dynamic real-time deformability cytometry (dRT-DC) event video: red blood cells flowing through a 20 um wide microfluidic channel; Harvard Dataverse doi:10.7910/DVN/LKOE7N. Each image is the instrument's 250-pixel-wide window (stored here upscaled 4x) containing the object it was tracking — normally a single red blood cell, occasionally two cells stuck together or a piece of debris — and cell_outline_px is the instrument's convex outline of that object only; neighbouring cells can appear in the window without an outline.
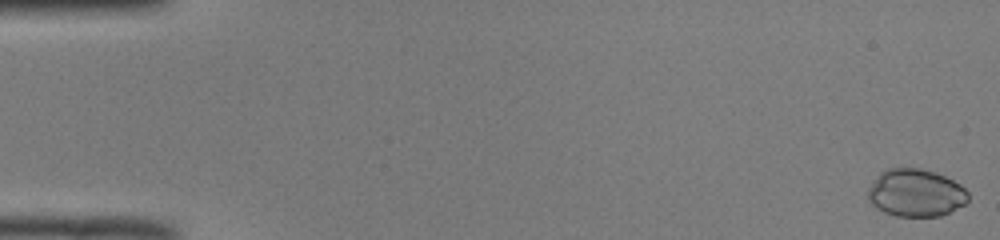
{"species": "common noctule bat (a hibernating species)", "species_latin": "Nyctalus noctula", "temperature_condition": "room temperature", "stored_images_in_passage": 8, "camera_frame_rate_fps": 3000, "um_per_image_px": 0.085, "animal": {"sex": "male", "body_mass_g": 19.0, "forearm_length_mm": 50.8}, "frame": {"image": 1, "passage_image": 1, "time_ms": 0.0, "image_size_px": [1000, 240], "cell_outline_px": [[968, 200], [964, 204], [940, 216], [896, 216], [884, 212], [876, 208], [868, 200], [868, 188], [876, 176], [880, 172], [888, 168], [920, 168], [944, 176], [960, 184], [968, 192]], "centroid_in_image_um": [77.8, 16.39], "position_along_channel_um": 7.2, "area_um2": 27.69}}